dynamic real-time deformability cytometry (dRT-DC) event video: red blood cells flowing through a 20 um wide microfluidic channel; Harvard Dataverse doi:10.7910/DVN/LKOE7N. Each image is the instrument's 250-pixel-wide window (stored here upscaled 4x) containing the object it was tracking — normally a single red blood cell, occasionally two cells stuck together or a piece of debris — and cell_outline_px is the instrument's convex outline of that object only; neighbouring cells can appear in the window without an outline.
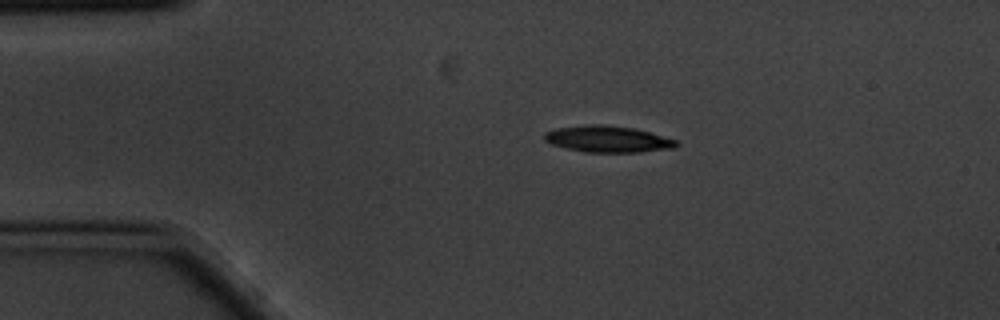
{"species": "common noctule bat (a hibernating species)", "species_latin": "Nyctalus noctula", "temperature_condition": "cold", "stored_images_in_passage": 3, "camera_frame_rate_fps": 3000, "um_per_image_px": 0.085, "animal": {"sex": "male", "body_mass_g": 20.1, "forearm_length_mm": 53.5}, "frame": {"image": 1, "passage_image": 1, "time_ms": 0.0, "image_size_px": [1000, 320], "cell_outline_px": [[680, 144], [676, 148], [640, 152], [588, 152], [568, 148], [552, 144], [544, 140], [544, 132], [556, 128], [584, 124], [604, 124], [636, 128], [676, 140]], "centroid_in_image_um": [51.68, 11.81], "position_along_channel_um": 33.3, "area_um2": 20.46}}
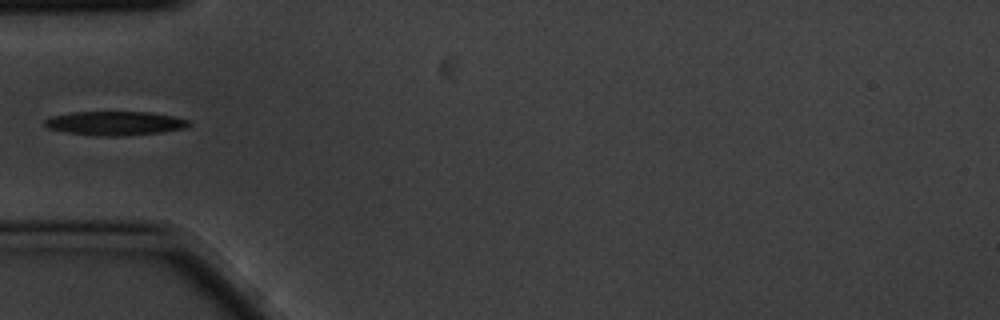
{"frame": {"image": 2, "passage_image": 3, "time_ms": 0.667, "image_size_px": [1000, 320], "cell_outline_px": [[192, 124], [184, 128], [160, 132], [120, 136], [96, 136], [68, 132], [48, 128], [44, 124], [44, 120], [52, 116], [72, 112], [152, 112], [172, 116], [188, 120]], "centroid_in_image_um": [9.77, 10.47], "position_along_channel_um": 75.2, "area_um2": 20.0}}